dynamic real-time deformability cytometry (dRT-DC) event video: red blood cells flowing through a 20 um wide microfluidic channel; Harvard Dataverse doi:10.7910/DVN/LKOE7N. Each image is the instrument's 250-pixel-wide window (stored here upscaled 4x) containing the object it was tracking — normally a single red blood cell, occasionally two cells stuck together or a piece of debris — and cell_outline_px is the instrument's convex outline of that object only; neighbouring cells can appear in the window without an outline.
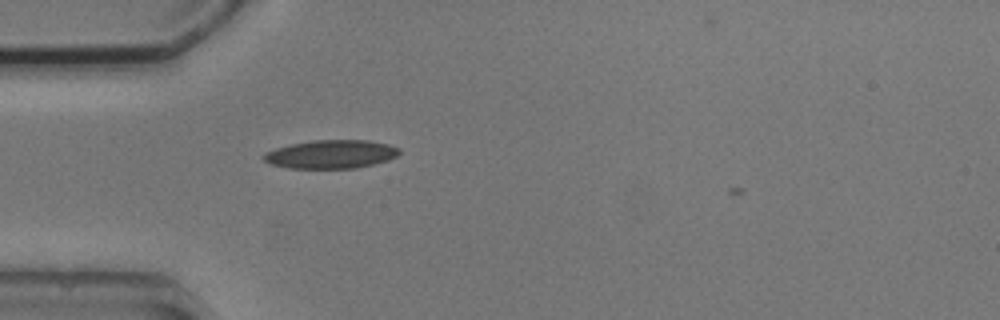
{"species": "common noctule bat (a hibernating species)", "species_latin": "Nyctalus noctula", "temperature_condition": "cold", "stored_images_in_passage": 1, "camera_frame_rate_fps": 3000, "um_per_image_px": 0.085, "animal": {"sex": "male", "body_mass_g": 20.5, "forearm_length_mm": 52.5}, "frame": {"image": 1, "passage_image": 1, "time_ms": 0.0, "image_size_px": [1000, 320], "cell_outline_px": [[400, 152], [396, 156], [388, 160], [356, 168], [288, 168], [272, 164], [264, 160], [260, 156], [264, 152], [276, 148], [292, 144], [312, 140], [368, 140], [388, 144], [400, 148]], "centroid_in_image_um": [28.12, 13.1], "position_along_channel_um": 56.9, "area_um2": 22.48}}